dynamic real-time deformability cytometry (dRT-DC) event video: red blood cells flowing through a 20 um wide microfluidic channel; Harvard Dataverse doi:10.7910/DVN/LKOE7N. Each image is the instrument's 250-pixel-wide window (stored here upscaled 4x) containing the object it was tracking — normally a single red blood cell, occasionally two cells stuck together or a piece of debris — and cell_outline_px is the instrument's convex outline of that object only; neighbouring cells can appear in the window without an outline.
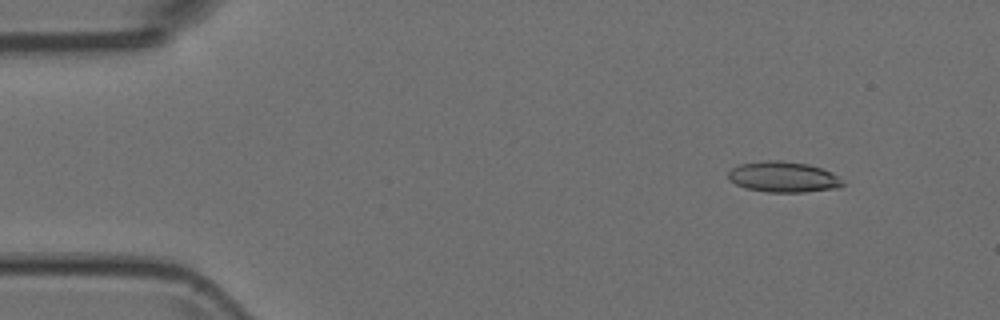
{"species": "Egyptian fruit bat (a non-hibernating species)", "species_latin": "Rousettus aegyptiacus", "temperature_condition": "room temperature", "stored_images_in_passage": 4, "camera_frame_rate_fps": 3000, "um_per_image_px": 0.085, "animal": {"sex": "female"}, "frame": {"image": 1, "passage_image": 1, "time_ms": 0.0, "image_size_px": [1000, 320], "cell_outline_px": [[844, 184], [840, 188], [804, 192], [768, 192], [748, 188], [736, 184], [728, 180], [728, 172], [732, 168], [740, 164], [764, 160], [780, 160], [808, 164], [832, 172], [844, 180]], "centroid_in_image_um": [66.61, 15.04], "position_along_channel_um": 18.4, "area_um2": 20.58}}
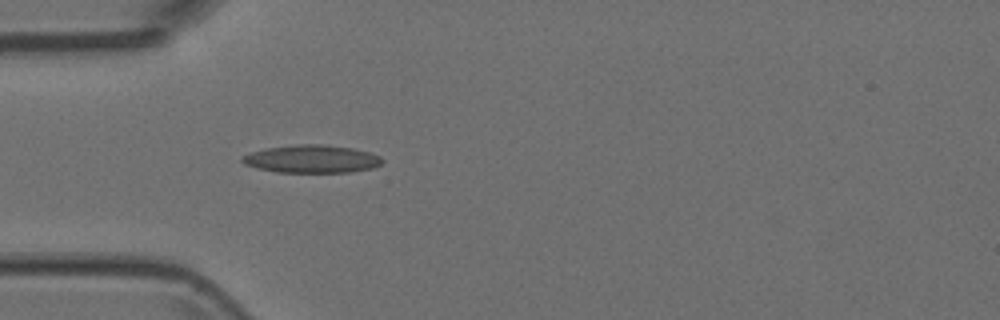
{"frame": {"image": 2, "passage_image": 4, "time_ms": 1.0, "image_size_px": [1000, 320], "cell_outline_px": [[384, 160], [380, 164], [372, 168], [352, 172], [276, 172], [256, 168], [244, 164], [240, 160], [244, 156], [252, 152], [268, 148], [296, 144], [324, 144], [352, 148], [368, 152], [380, 156]], "centroid_in_image_um": [26.51, 13.51], "position_along_channel_um": 58.5, "area_um2": 22.66}}